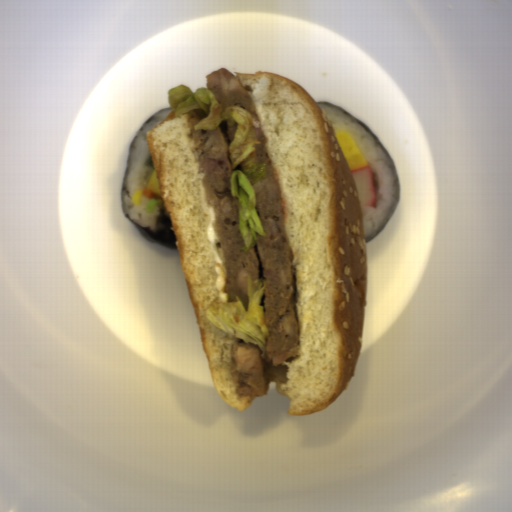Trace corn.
I'll return each instance as SVG.
<instances>
[{
  "label": "corn",
  "instance_id": "corn-1",
  "mask_svg": "<svg viewBox=\"0 0 512 512\" xmlns=\"http://www.w3.org/2000/svg\"><path fill=\"white\" fill-rule=\"evenodd\" d=\"M144 192L142 190L134 191L133 196L131 198V204L140 206L142 204Z\"/></svg>",
  "mask_w": 512,
  "mask_h": 512
}]
</instances>
